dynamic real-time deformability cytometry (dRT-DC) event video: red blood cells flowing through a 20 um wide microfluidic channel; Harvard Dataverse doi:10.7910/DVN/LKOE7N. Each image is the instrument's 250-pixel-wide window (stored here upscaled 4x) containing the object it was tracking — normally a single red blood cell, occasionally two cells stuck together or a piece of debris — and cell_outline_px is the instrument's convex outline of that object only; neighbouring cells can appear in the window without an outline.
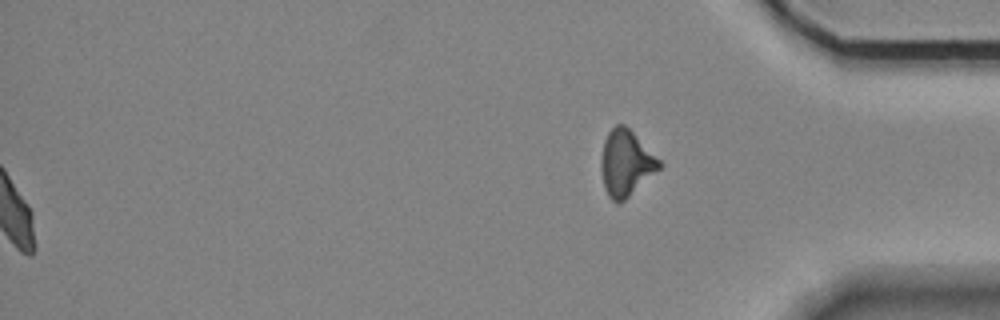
{"species": "Egyptian fruit bat (a non-hibernating species)", "species_latin": "Rousettus aegyptiacus", "temperature_condition": "room temperature", "stored_images_in_passage": 55, "segment_of_instrument_passage": [2, 2], "camera_frame_rate_fps": 3000, "um_per_image_px": 0.085, "animal": {"sex": "female"}, "frame": {"image": 1, "passage_image": 55, "time_ms": 18.0, "image_size_px": [1000, 320], "cell_outline_px": [[664, 164], [660, 168], [620, 204], [616, 204], [608, 196], [604, 188], [600, 168], [600, 160], [604, 140], [608, 132], [616, 124], [624, 124]], "centroid_in_image_um": [53.17, 13.88], "position_along_channel_um": 382.0, "area_um2": 22.25}}